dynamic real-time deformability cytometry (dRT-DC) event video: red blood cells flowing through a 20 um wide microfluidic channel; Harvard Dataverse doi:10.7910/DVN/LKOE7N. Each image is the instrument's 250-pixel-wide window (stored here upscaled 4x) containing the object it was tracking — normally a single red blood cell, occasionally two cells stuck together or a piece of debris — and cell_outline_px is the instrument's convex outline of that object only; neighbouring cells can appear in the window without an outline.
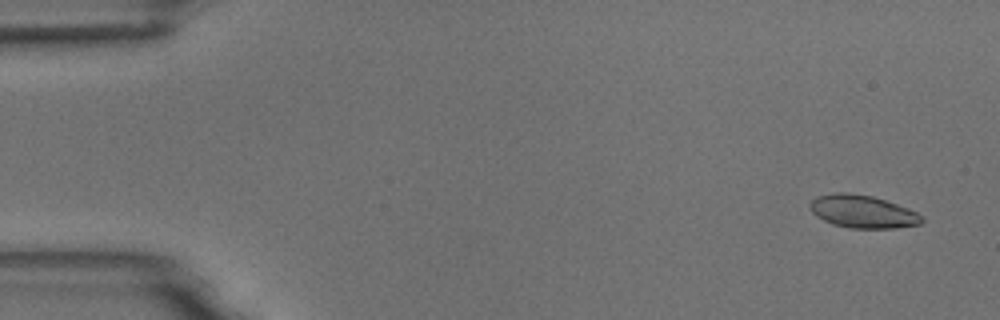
{"species": "common noctule bat (a hibernating species)", "species_latin": "Nyctalus noctula", "temperature_condition": "room temperature", "stored_images_in_passage": 4, "camera_frame_rate_fps": 3000, "um_per_image_px": 0.085, "animal": {"sex": "male", "body_mass_g": 18.8}, "frame": {"image": 1, "passage_image": 1, "time_ms": 0.0, "image_size_px": [1000, 320], "cell_outline_px": [[924, 220], [920, 224], [896, 228], [848, 228], [832, 224], [816, 216], [808, 208], [808, 204], [816, 196], [836, 192], [848, 192], [872, 196], [908, 208], [924, 216]], "centroid_in_image_um": [73.3, 17.98], "position_along_channel_um": 11.7, "area_um2": 21.56}}
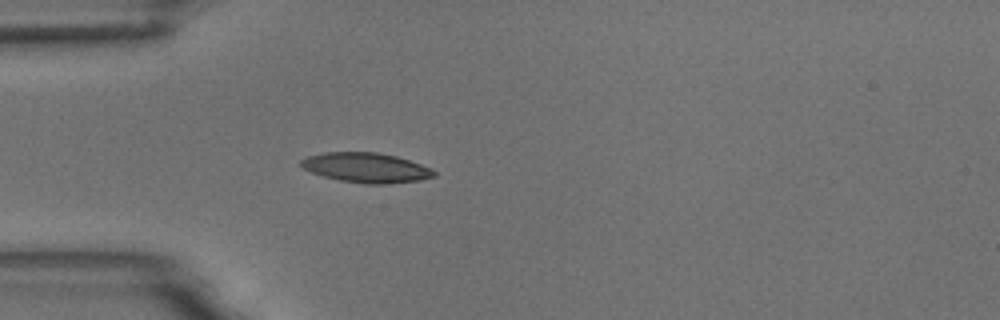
{"frame": {"image": 2, "passage_image": 4, "time_ms": 4.333, "image_size_px": [1000, 320], "cell_outline_px": [[436, 176], [420, 180], [384, 184], [364, 184], [340, 180], [324, 176], [312, 172], [304, 168], [300, 164], [300, 160], [308, 156], [324, 152], [376, 152], [396, 156], [432, 168], [436, 172]], "centroid_in_image_um": [31.14, 14.25], "position_along_channel_um": 53.9, "area_um2": 23.0}}